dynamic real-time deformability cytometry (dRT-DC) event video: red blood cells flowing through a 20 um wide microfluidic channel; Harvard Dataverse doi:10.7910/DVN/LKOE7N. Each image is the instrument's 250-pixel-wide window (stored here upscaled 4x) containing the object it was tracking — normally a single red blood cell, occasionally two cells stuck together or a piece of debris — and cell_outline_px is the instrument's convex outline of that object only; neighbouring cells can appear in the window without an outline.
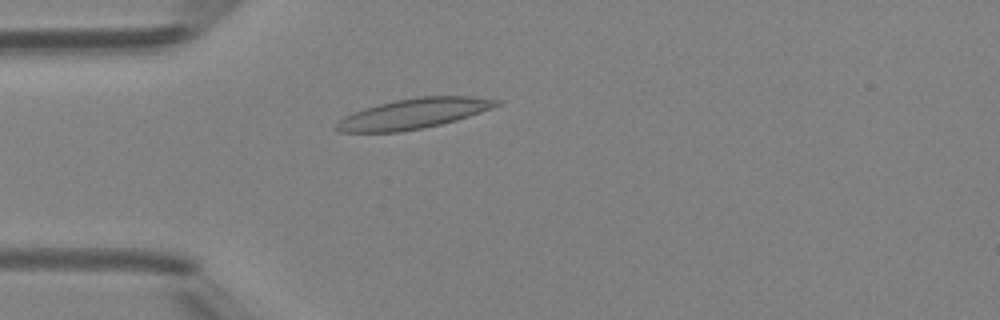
{"species": "Egyptian fruit bat (a non-hibernating species)", "species_latin": "Rousettus aegyptiacus", "temperature_condition": "room temperature", "stored_images_in_passage": 1, "camera_frame_rate_fps": 3000, "um_per_image_px": 0.085, "animal": {"sex": "female"}, "frame": {"image": 1, "passage_image": 1, "time_ms": 0.0, "image_size_px": [1000, 320], "cell_outline_px": [[500, 104], [480, 112], [456, 120], [424, 128], [400, 132], [340, 132], [332, 128], [344, 116], [380, 104], [396, 100], [420, 96], [472, 96], [500, 100]], "centroid_in_image_um": [35.15, 9.66], "position_along_channel_um": 49.8, "area_um2": 27.8}}